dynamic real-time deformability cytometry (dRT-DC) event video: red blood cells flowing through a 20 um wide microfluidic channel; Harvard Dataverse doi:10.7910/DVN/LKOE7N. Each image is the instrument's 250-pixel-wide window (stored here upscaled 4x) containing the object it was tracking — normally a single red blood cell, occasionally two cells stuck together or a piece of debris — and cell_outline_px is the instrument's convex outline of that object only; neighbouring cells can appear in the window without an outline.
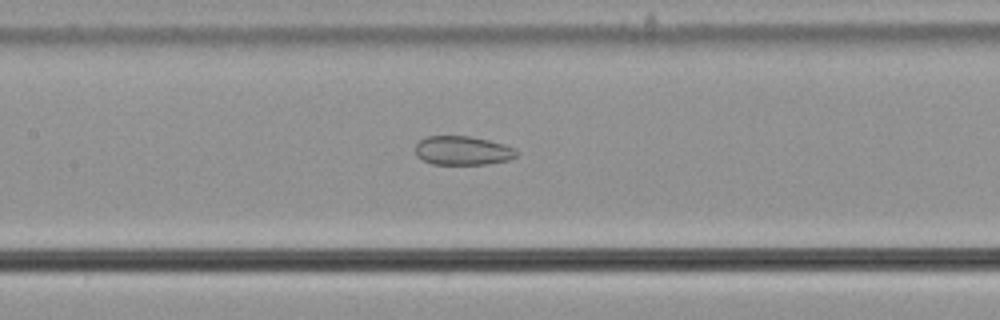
{"species": "common noctule bat (a hibernating species)", "species_latin": "Nyctalus noctula", "temperature_condition": "cold", "stored_images_in_passage": 29, "camera_frame_rate_fps": 3000, "um_per_image_px": 0.085, "animal": {"sex": "male", "body_mass_g": 21.5, "forearm_length_mm": 52.0}, "frame": {"image": 1, "passage_image": 19, "time_ms": 6.0, "image_size_px": [1000, 320], "cell_outline_px": [[520, 152], [516, 156], [508, 160], [484, 164], [432, 164], [416, 156], [416, 144], [420, 140], [428, 136], [468, 136], [488, 140], [504, 144]], "centroid_in_image_um": [39.32, 12.8], "position_along_channel_um": 168.1, "area_um2": 16.94}}
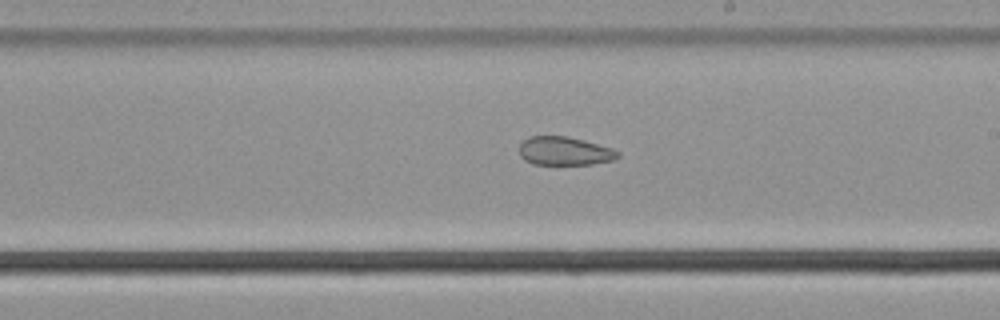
{"frame": {"image": 2, "passage_image": 25, "time_ms": 8.0, "image_size_px": [1000, 320], "cell_outline_px": [[620, 156], [612, 160], [592, 164], [532, 164], [524, 160], [520, 156], [520, 144], [528, 136], [568, 136], [584, 140], [612, 148], [620, 152]], "centroid_in_image_um": [47.98, 12.83], "position_along_channel_um": 241.0, "area_um2": 16.42}}
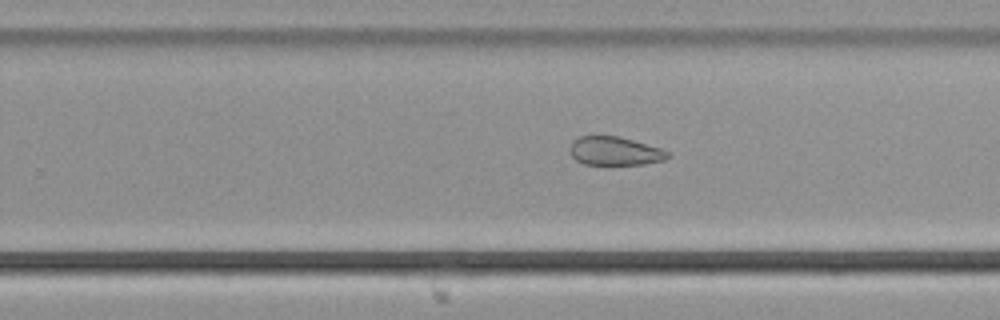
{"frame": {"image": 3, "passage_image": 28, "time_ms": 9.0, "image_size_px": [1000, 320], "cell_outline_px": [[672, 156], [664, 160], [644, 164], [584, 164], [576, 160], [572, 156], [568, 148], [572, 140], [580, 136], [620, 136], [660, 148], [672, 152]], "centroid_in_image_um": [52.27, 12.83], "position_along_channel_um": 277.5, "area_um2": 16.47}}